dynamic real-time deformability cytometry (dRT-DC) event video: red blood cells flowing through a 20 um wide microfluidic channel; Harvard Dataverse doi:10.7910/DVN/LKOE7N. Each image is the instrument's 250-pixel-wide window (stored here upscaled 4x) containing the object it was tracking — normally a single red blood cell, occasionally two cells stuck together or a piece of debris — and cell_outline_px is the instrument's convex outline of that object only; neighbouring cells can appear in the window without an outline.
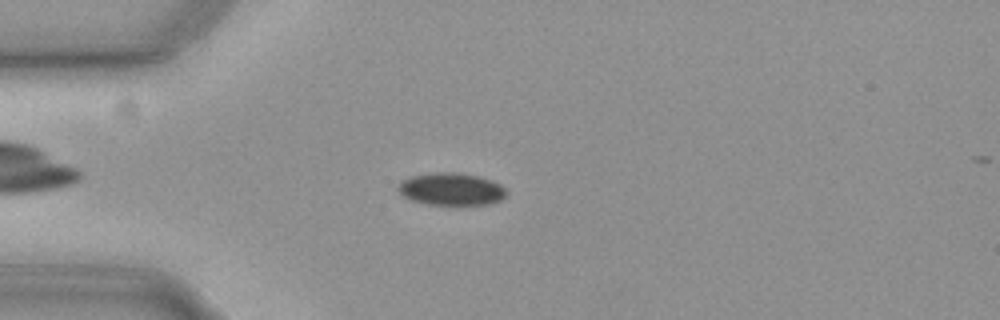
{"species": "common noctule bat (a hibernating species)", "species_latin": "Nyctalus noctula", "temperature_condition": "cold", "stored_images_in_passage": 49, "camera_frame_rate_fps": 3000, "um_per_image_px": 0.085, "animal": {"sex": "female", "body_mass_g": 19.3, "forearm_length_mm": 54.1}, "frame": {"image": 1, "passage_image": 8, "time_ms": 2.333, "image_size_px": [1000, 320], "cell_outline_px": [[508, 192], [500, 200], [488, 204], [428, 204], [412, 200], [404, 196], [396, 188], [404, 180], [412, 176], [436, 172], [456, 172], [480, 176], [492, 180], [500, 184]], "centroid_in_image_um": [38.39, 16.06], "position_along_channel_um": 46.6, "area_um2": 20.23}}
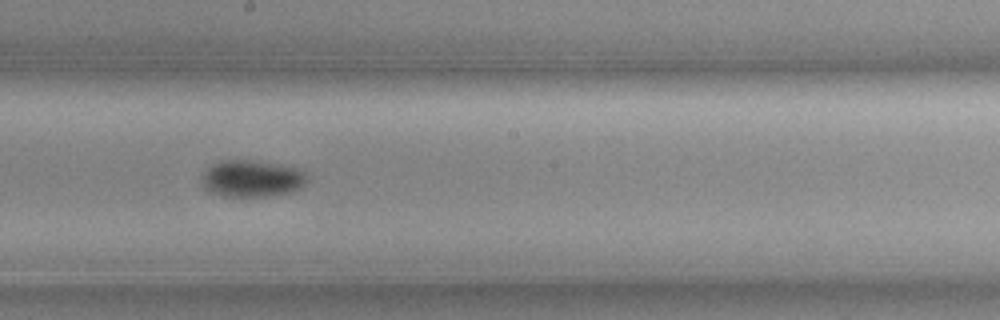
{"frame": {"image": 2, "passage_image": 24, "time_ms": 7.667, "image_size_px": [1000, 320], "cell_outline_px": [[308, 180], [304, 184], [292, 192], [268, 196], [224, 196], [212, 192], [204, 188], [200, 176], [212, 164], [220, 160], [248, 160], [296, 168], [304, 172], [308, 176]], "centroid_in_image_um": [21.38, 15.18], "position_along_channel_um": 226.8, "area_um2": 22.37}}
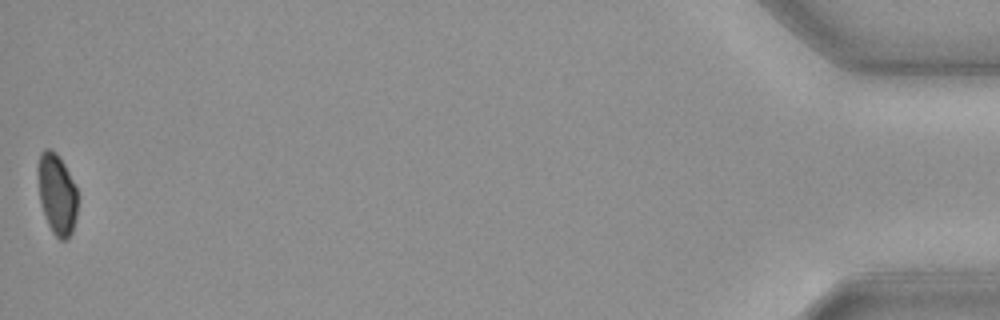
{"frame": {"image": 3, "passage_image": 49, "time_ms": 16.0, "image_size_px": [1000, 320], "cell_outline_px": [[76, 216], [72, 232], [68, 240], [60, 240], [52, 232], [48, 224], [40, 204], [36, 168], [40, 152], [44, 148], [48, 148], [56, 152], [64, 164], [76, 188]], "centroid_in_image_um": [4.8, 16.48], "position_along_channel_um": 430.4, "area_um2": 18.84}, "authors_computed_cell_mechanics": {"area_um2": 20.7502, "velocity_mm_per_s": 3.6988, "shape_relaxation_time_tau1_ms": 7.6694, "shape_relaxation_time_tau2_ms": null, "deformation_change_tau1": 0.0918, "deformation_change_tau2": null}}